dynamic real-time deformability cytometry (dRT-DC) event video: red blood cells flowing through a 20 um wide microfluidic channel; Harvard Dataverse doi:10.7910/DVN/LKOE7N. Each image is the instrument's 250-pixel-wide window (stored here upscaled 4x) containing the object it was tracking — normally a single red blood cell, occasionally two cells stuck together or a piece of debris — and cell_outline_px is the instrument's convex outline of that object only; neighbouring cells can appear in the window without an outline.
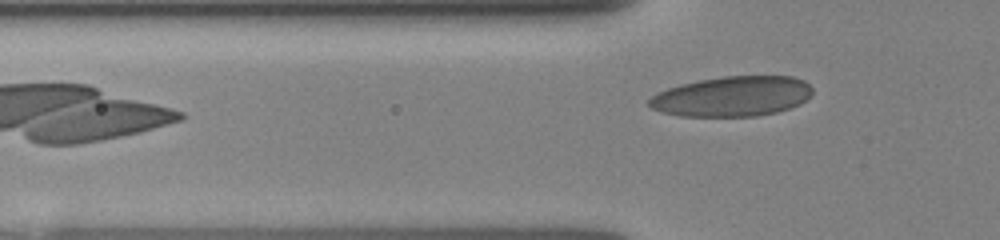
{"species": "human", "species_latin": "Homo sapiens", "temperature_condition": "room temperature", "stored_images_in_passage": 6, "camera_frame_rate_fps": 3000, "um_per_image_px": 0.085, "donor": {"sex": "female"}, "frame": {"image": 1, "passage_image": 6, "time_ms": 3.333, "image_size_px": [1000, 240], "cell_outline_px": [[812, 92], [800, 104], [776, 112], [756, 116], [684, 116], [664, 112], [652, 108], [648, 104], [648, 100], [656, 92], [680, 84], [700, 80], [724, 76], [792, 76], [804, 80], [812, 88]], "centroid_in_image_um": [62.23, 8.18], "position_along_channel_um": 63.6, "area_um2": 37.97}}